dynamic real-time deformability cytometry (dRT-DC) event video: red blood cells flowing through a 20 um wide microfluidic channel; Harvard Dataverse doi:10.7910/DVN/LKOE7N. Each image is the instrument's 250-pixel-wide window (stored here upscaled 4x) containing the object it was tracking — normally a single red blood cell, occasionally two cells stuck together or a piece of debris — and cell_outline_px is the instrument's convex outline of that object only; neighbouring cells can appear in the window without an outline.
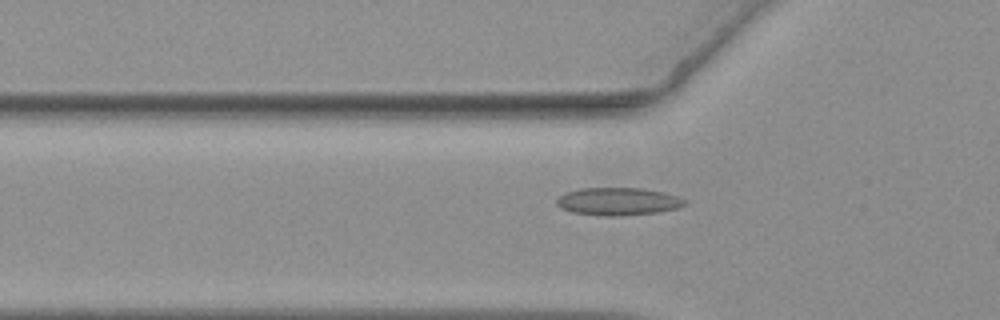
{"species": "common noctule bat (a hibernating species)", "species_latin": "Nyctalus noctula", "temperature_condition": "warm", "stored_images_in_passage": 16, "camera_frame_rate_fps": 3000, "um_per_image_px": 0.085, "animal": {"sex": "female", "body_mass_g": 19.3, "forearm_length_mm": 54.1}, "frame": {"image": 1, "passage_image": 15, "time_ms": 4.667, "image_size_px": [1000, 320], "cell_outline_px": [[688, 204], [680, 208], [660, 212], [620, 216], [604, 216], [572, 212], [560, 208], [556, 204], [556, 200], [564, 192], [580, 188], [640, 188], [664, 192], [688, 200]], "centroid_in_image_um": [52.57, 17.13], "position_along_channel_um": 73.2, "area_um2": 20.98}}